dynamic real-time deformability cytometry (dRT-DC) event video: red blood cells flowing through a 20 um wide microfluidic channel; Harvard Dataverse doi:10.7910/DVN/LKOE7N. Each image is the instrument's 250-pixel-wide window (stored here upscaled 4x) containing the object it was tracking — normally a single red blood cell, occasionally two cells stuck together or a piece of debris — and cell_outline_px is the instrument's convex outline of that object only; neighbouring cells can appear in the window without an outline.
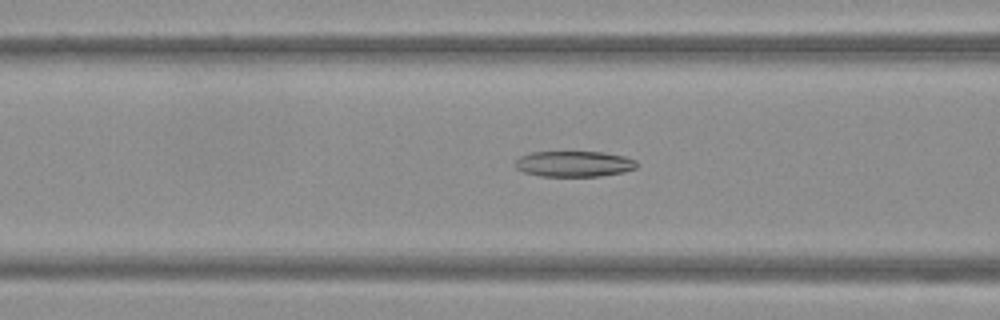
{"species": "Egyptian fruit bat (a non-hibernating species)", "species_latin": "Rousettus aegyptiacus", "temperature_condition": "warm", "stored_images_in_passage": 36, "camera_frame_rate_fps": 3000, "um_per_image_px": 0.085, "frame": {"image": 1, "passage_image": 11, "time_ms": 3.333, "image_size_px": [1000, 320], "cell_outline_px": [[640, 164], [636, 168], [624, 172], [600, 176], [540, 176], [524, 172], [516, 168], [512, 164], [520, 156], [532, 152], [604, 152], [624, 156], [636, 160]], "centroid_in_image_um": [48.81, 13.93], "position_along_channel_um": 117.8, "area_um2": 18.44}}
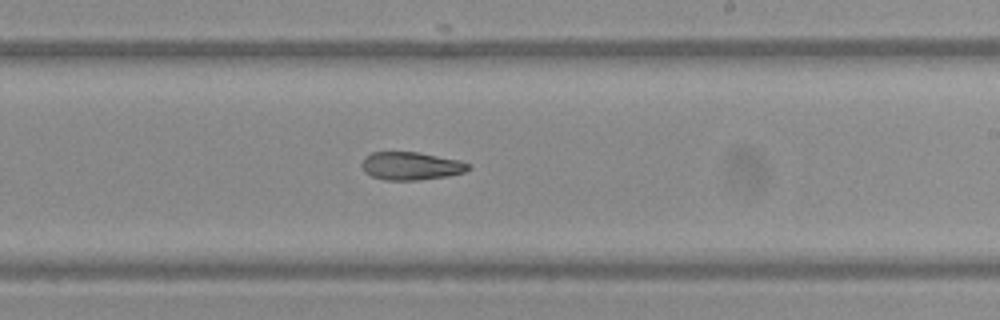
{"frame": {"image": 2, "passage_image": 21, "time_ms": 6.667, "image_size_px": [1000, 320], "cell_outline_px": [[472, 168], [464, 172], [448, 176], [416, 180], [384, 180], [372, 176], [364, 172], [360, 164], [364, 156], [372, 152], [416, 152], [460, 160], [472, 164]], "centroid_in_image_um": [34.93, 14.1], "position_along_channel_um": 254.1, "area_um2": 17.57}}
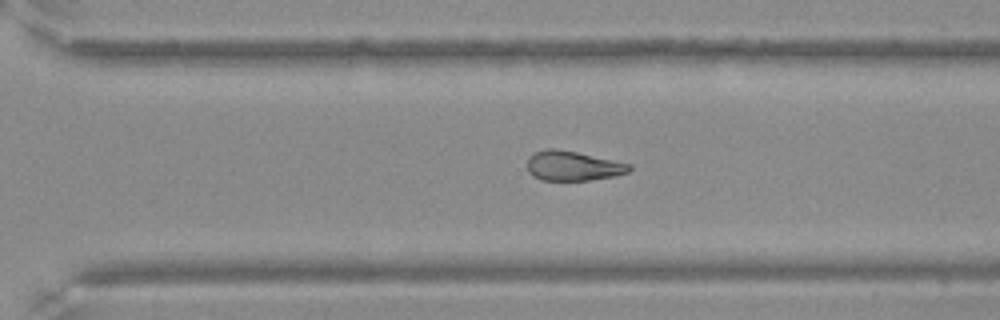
{"frame": {"image": 3, "passage_image": 26, "time_ms": 8.333, "image_size_px": [1000, 320], "cell_outline_px": [[632, 168], [628, 172], [616, 176], [588, 180], [540, 180], [532, 176], [528, 172], [528, 156], [536, 152], [548, 148], [556, 148], [576, 152], [632, 164]], "centroid_in_image_um": [48.69, 14.1], "position_along_channel_um": 321.9, "area_um2": 17.69}}